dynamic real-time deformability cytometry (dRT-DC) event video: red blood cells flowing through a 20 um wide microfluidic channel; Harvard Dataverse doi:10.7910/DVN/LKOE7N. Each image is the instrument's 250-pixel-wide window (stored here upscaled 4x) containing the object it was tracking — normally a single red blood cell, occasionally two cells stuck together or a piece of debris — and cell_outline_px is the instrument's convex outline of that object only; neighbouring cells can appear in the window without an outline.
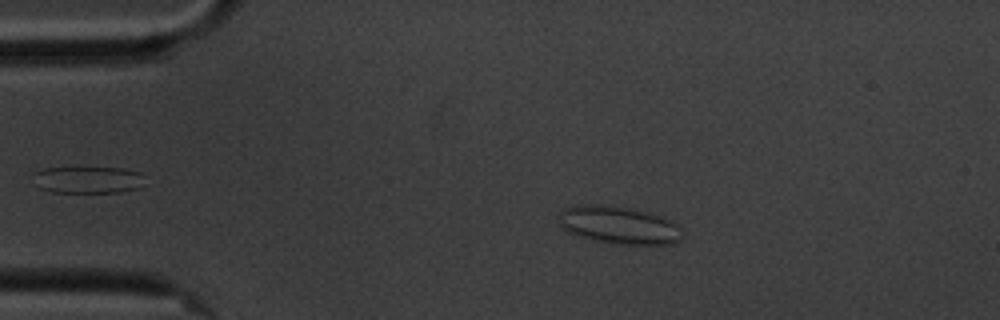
{"species": "common noctule bat (a hibernating species)", "species_latin": "Nyctalus noctula", "temperature_condition": "cold", "stored_images_in_passage": 55, "camera_frame_rate_fps": 3000, "um_per_image_px": 0.085, "animal": {"sex": "male", "body_mass_g": 20.1, "forearm_length_mm": 53.5}, "frame": {"image": 1, "passage_image": 8, "time_ms": 2.333, "image_size_px": [1000, 320], "cell_outline_px": [[684, 232], [680, 240], [672, 244], [612, 244], [592, 240], [564, 232], [560, 224], [560, 212], [564, 208], [572, 204], [596, 204], [624, 208], [644, 212], [660, 216], [676, 224]], "centroid_in_image_um": [52.54, 19.15], "position_along_channel_um": 32.5, "area_um2": 27.17}}
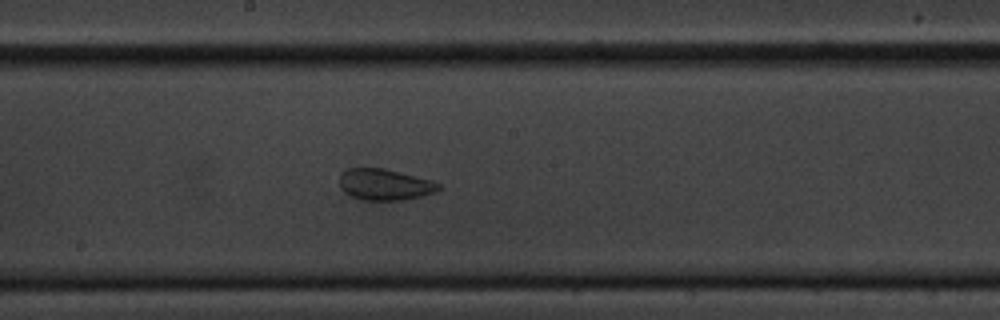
{"frame": {"image": 2, "passage_image": 28, "time_ms": 9.0, "image_size_px": [1000, 320], "cell_outline_px": [[440, 188], [436, 192], [404, 200], [360, 200], [344, 192], [340, 188], [340, 172], [348, 168], [384, 168], [432, 180], [440, 184]], "centroid_in_image_um": [32.68, 15.68], "position_along_channel_um": 215.5, "area_um2": 18.15}}
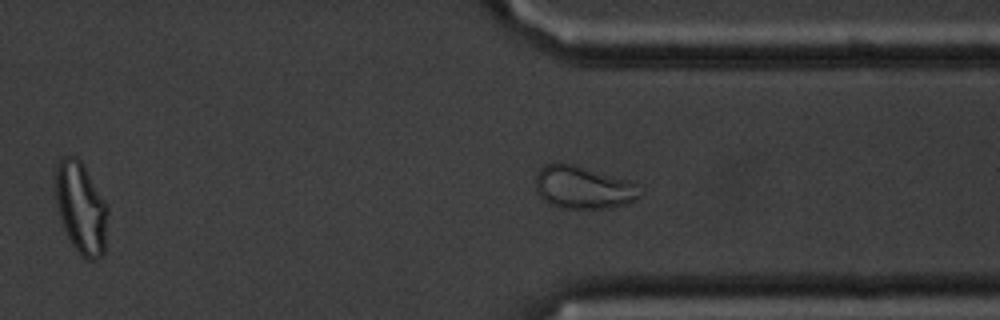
{"frame": {"image": 3, "passage_image": 41, "time_ms": 13.333, "image_size_px": [1000, 320], "cell_outline_px": [[644, 192], [640, 196], [624, 204], [608, 208], [560, 208], [548, 204], [540, 196], [536, 188], [536, 172], [544, 164], [556, 160], [572, 164], [628, 180]], "centroid_in_image_um": [49.5, 15.91], "position_along_channel_um": 361.9, "area_um2": 26.07}, "authors_computed_cell_mechanics": {"area_um2": 22.8888, "velocity_mm_per_s": 3.3856, "shape_relaxation_time_tau1_ms": null, "shape_relaxation_time_tau2_ms": 1.2725, "deformation_change_tau1": null, "deformation_change_tau2": 0.0566}}